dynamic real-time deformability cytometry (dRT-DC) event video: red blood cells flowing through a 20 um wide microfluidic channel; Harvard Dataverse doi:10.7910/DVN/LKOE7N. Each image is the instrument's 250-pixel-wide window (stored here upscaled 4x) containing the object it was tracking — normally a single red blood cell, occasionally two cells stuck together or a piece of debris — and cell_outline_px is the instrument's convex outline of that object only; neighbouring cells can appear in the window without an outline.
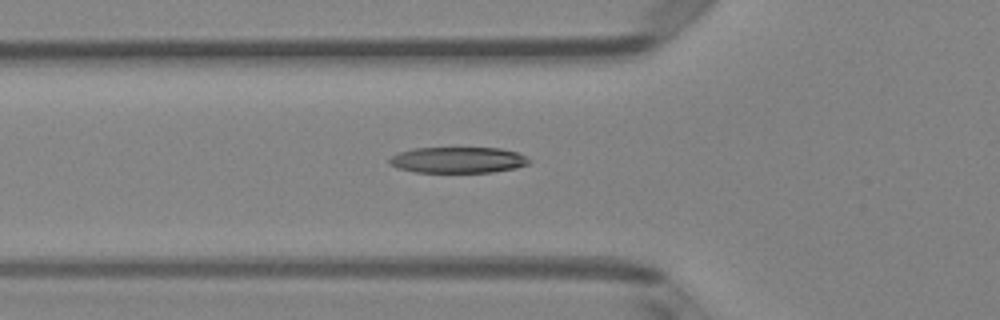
{"species": "Egyptian fruit bat (a non-hibernating species)", "species_latin": "Rousettus aegyptiacus", "temperature_condition": "room temperature", "stored_images_in_passage": 31, "camera_frame_rate_fps": 3000, "um_per_image_px": 0.085, "animal": {"sex": "female"}, "frame": {"image": 1, "passage_image": 2, "time_ms": 0.333, "image_size_px": [1000, 320], "cell_outline_px": [[532, 160], [528, 164], [516, 168], [492, 172], [416, 172], [396, 168], [388, 164], [388, 160], [392, 156], [400, 152], [412, 148], [500, 148], [516, 152]], "centroid_in_image_um": [38.9, 13.6], "position_along_channel_um": 86.9, "area_um2": 21.21}}
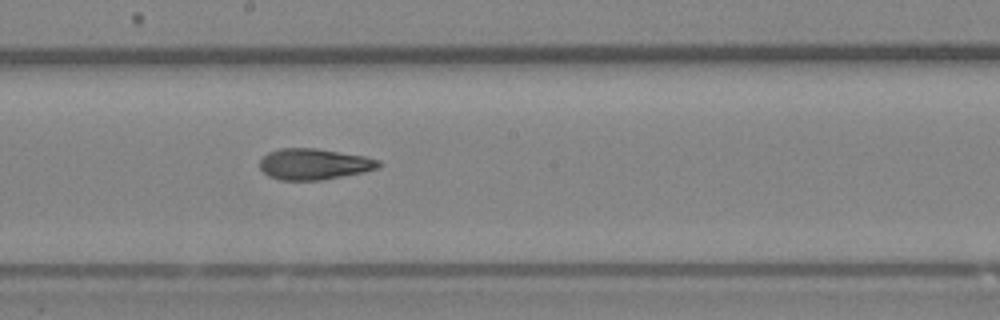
{"frame": {"image": 2, "passage_image": 12, "time_ms": 3.667, "image_size_px": [1000, 320], "cell_outline_px": [[384, 164], [380, 168], [364, 172], [320, 180], [280, 180], [268, 176], [260, 168], [260, 160], [268, 152], [280, 148], [316, 148], [364, 156], [380, 160]], "centroid_in_image_um": [26.72, 13.95], "position_along_channel_um": 221.5, "area_um2": 21.62}}
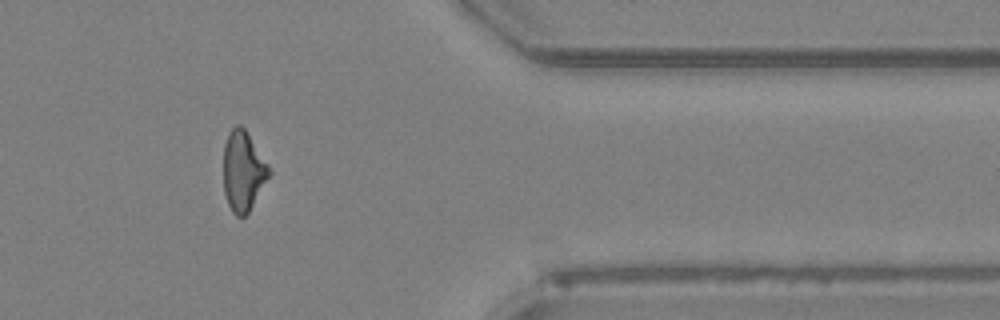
{"frame": {"image": 3, "passage_image": 26, "time_ms": 8.333, "image_size_px": [1000, 320], "cell_outline_px": [[272, 172], [248, 212], [244, 216], [236, 216], [232, 212], [228, 204], [224, 192], [224, 144], [228, 132], [236, 124], [240, 124], [244, 128], [268, 164]], "centroid_in_image_um": [20.66, 14.53], "position_along_channel_um": 390.7, "area_um2": 21.1}}